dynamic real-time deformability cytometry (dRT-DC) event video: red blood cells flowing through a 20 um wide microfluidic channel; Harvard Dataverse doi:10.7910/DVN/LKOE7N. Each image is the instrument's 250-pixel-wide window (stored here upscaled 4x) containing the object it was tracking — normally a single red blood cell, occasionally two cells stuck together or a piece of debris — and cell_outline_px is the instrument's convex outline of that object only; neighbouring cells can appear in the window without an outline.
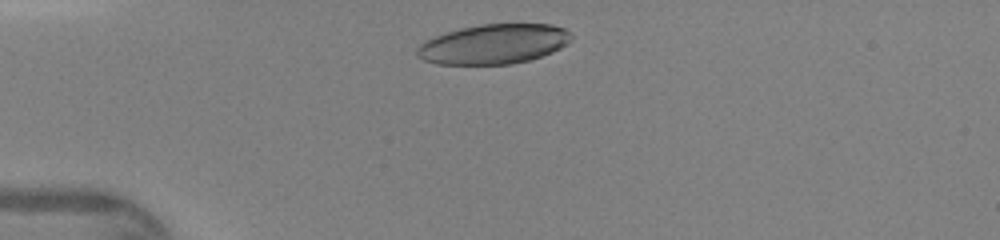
{"species": "human", "species_latin": "Homo sapiens", "temperature_condition": "warm", "stored_images_in_passage": 29, "camera_frame_rate_fps": 3000, "um_per_image_px": 0.085, "donor": {"sex": "female"}, "frame": {"image": 1, "passage_image": 1, "time_ms": 0.0, "image_size_px": [1000, 240], "cell_outline_px": [[572, 40], [568, 44], [552, 52], [528, 60], [512, 64], [436, 64], [424, 60], [416, 56], [416, 48], [420, 44], [436, 36], [460, 28], [480, 24], [552, 24], [564, 28], [572, 36]], "centroid_in_image_um": [41.97, 3.75], "position_along_channel_um": 43.0, "area_um2": 35.66}}
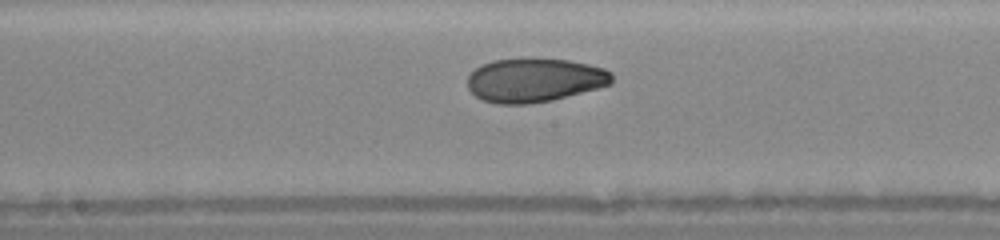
{"frame": {"image": 2, "passage_image": 14, "time_ms": 4.333, "image_size_px": [1000, 240], "cell_outline_px": [[612, 84], [552, 100], [528, 104], [496, 104], [484, 100], [476, 96], [468, 88], [468, 76], [480, 64], [492, 60], [524, 56], [532, 56], [568, 60], [588, 64], [604, 68], [612, 72]], "centroid_in_image_um": [45.42, 6.77], "position_along_channel_um": 202.8, "area_um2": 37.63}}
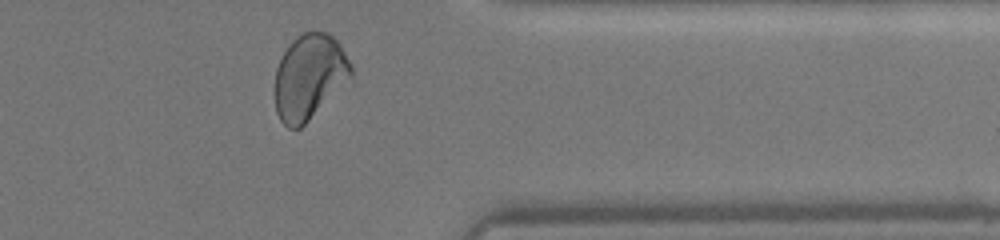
{"frame": {"image": 3, "passage_image": 27, "time_ms": 8.667, "image_size_px": [1000, 240], "cell_outline_px": [[352, 76], [300, 128], [288, 128], [280, 120], [276, 112], [276, 68], [284, 52], [292, 40], [296, 36], [304, 32], [328, 32], [340, 44], [352, 64]], "centroid_in_image_um": [26.29, 6.5], "position_along_channel_um": 385.1, "area_um2": 37.22}}